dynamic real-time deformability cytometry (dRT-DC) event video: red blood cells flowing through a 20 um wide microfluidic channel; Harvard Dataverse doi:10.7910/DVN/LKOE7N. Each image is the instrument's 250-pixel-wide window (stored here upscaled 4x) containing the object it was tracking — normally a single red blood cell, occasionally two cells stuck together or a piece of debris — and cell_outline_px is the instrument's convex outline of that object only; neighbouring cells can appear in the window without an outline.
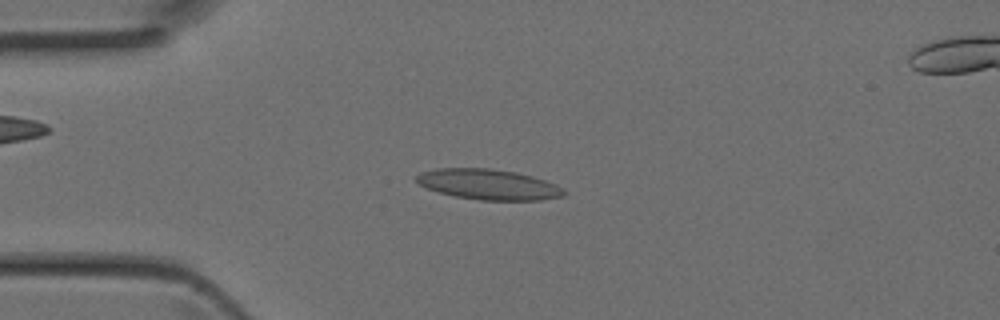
{"species": "Egyptian fruit bat (a non-hibernating species)", "species_latin": "Rousettus aegyptiacus", "temperature_condition": "room temperature", "stored_images_in_passage": 29, "camera_frame_rate_fps": 3000, "um_per_image_px": 0.085, "animal": {"sex": "female"}, "frame": {"image": 1, "passage_image": 1, "time_ms": 0.0, "image_size_px": [1000, 320], "cell_outline_px": [[568, 192], [564, 196], [540, 200], [480, 200], [456, 196], [440, 192], [428, 188], [420, 184], [416, 180], [416, 176], [420, 172], [436, 168], [488, 168], [516, 172], [532, 176], [556, 184], [564, 188]], "centroid_in_image_um": [41.56, 15.67], "position_along_channel_um": 43.4, "area_um2": 26.13}}
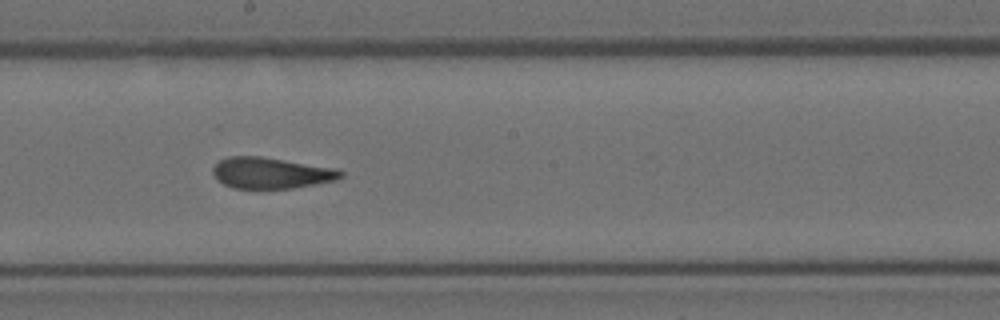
{"frame": {"image": 2, "passage_image": 14, "time_ms": 4.333, "image_size_px": [1000, 320], "cell_outline_px": [[344, 176], [336, 180], [316, 184], [292, 188], [232, 188], [216, 180], [212, 172], [212, 168], [220, 160], [228, 156], [260, 156], [332, 168], [344, 172]], "centroid_in_image_um": [22.99, 14.71], "position_along_channel_um": 225.2, "area_um2": 23.0}}
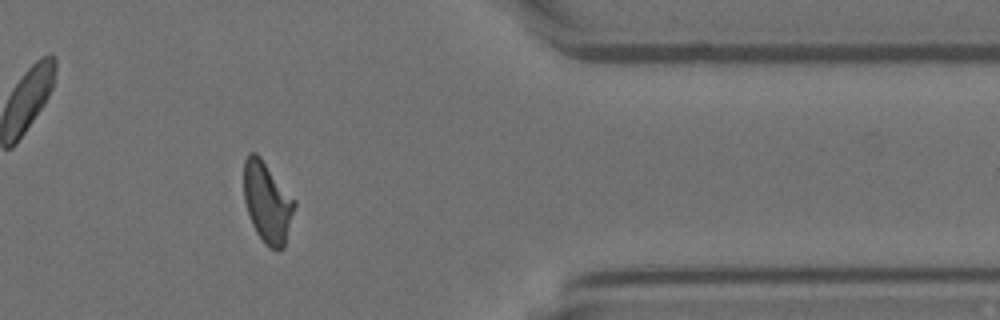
{"frame": {"image": 3, "passage_image": 26, "time_ms": 8.333, "image_size_px": [1000, 320], "cell_outline_px": [[296, 204], [284, 248], [268, 248], [264, 244], [256, 232], [252, 224], [244, 200], [244, 160], [248, 152], [256, 152], [260, 156], [296, 200]], "centroid_in_image_um": [22.72, 17.18], "position_along_channel_um": 388.7, "area_um2": 23.93}}